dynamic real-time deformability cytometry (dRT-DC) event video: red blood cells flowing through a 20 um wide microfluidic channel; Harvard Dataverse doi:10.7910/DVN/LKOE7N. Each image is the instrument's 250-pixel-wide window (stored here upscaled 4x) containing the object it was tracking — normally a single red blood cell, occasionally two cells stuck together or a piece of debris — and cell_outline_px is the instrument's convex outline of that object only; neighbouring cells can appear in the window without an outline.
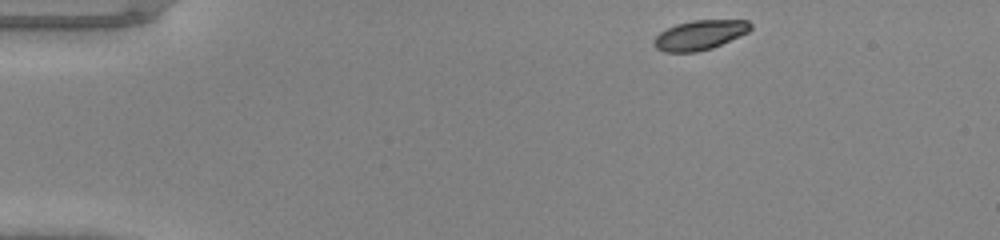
{"species": "common noctule bat (a hibernating species)", "species_latin": "Nyctalus noctula", "temperature_condition": "warm", "stored_images_in_passage": 42, "camera_frame_rate_fps": 3000, "um_per_image_px": 0.085, "animal": {"sex": "male", "body_mass_g": 20.0, "forearm_length_mm": 53.3}, "frame": {"image": 1, "passage_image": 1, "time_ms": 0.0, "image_size_px": [1000, 240], "cell_outline_px": [[752, 28], [748, 32], [712, 48], [696, 52], [664, 52], [656, 48], [652, 44], [652, 40], [660, 32], [676, 24], [692, 20], [748, 20], [752, 24]], "centroid_in_image_um": [59.46, 2.98], "position_along_channel_um": 25.5, "area_um2": 16.7}}
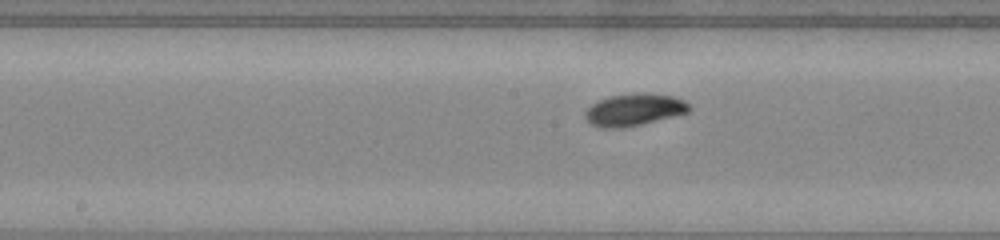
{"frame": {"image": 2, "passage_image": 19, "time_ms": 6.0, "image_size_px": [1000, 240], "cell_outline_px": [[692, 108], [688, 112], [624, 128], [604, 128], [592, 124], [584, 116], [584, 112], [592, 104], [608, 96], [640, 92], [648, 92], [672, 96], [684, 100]], "centroid_in_image_um": [53.9, 9.31], "position_along_channel_um": 194.3, "area_um2": 19.36}}
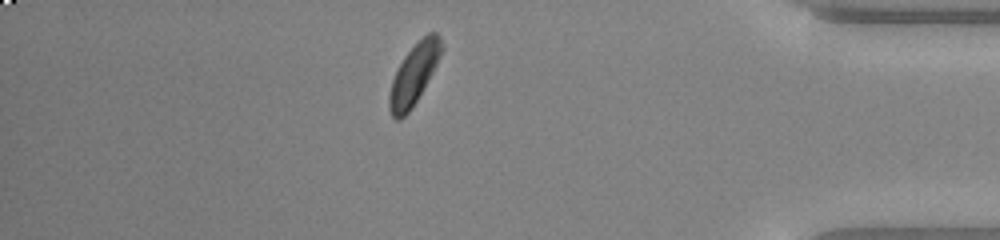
{"frame": {"image": 3, "passage_image": 36, "time_ms": 11.667, "image_size_px": [1000, 240], "cell_outline_px": [[444, 48], [432, 72], [412, 108], [400, 120], [396, 120], [392, 116], [388, 108], [388, 96], [392, 80], [404, 56], [428, 32], [436, 32], [440, 36]], "centroid_in_image_um": [35.17, 6.33], "position_along_channel_um": 400.0, "area_um2": 18.09}}